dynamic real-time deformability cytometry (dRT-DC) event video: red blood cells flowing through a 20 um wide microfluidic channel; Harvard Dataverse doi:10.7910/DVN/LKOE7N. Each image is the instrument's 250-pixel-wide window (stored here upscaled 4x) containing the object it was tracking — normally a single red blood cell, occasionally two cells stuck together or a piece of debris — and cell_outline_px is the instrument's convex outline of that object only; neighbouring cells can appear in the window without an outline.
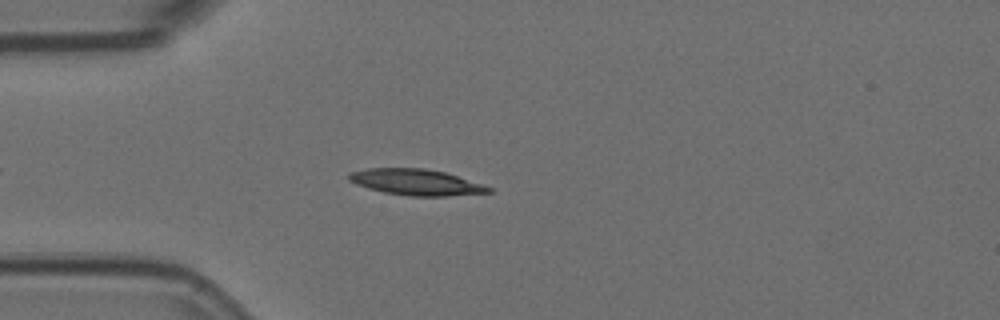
{"species": "Egyptian fruit bat (a non-hibernating species)", "species_latin": "Rousettus aegyptiacus", "temperature_condition": "room temperature", "stored_images_in_passage": 3, "camera_frame_rate_fps": 3000, "um_per_image_px": 0.085, "animal": {"sex": "female"}, "frame": {"image": 1, "passage_image": 3, "time_ms": 0.667, "image_size_px": [1000, 320], "cell_outline_px": [[492, 192], [448, 196], [408, 196], [384, 192], [368, 188], [356, 184], [348, 180], [348, 172], [368, 168], [424, 168], [444, 172], [484, 184], [492, 188]], "centroid_in_image_um": [35.36, 15.48], "position_along_channel_um": 49.6, "area_um2": 21.27}}